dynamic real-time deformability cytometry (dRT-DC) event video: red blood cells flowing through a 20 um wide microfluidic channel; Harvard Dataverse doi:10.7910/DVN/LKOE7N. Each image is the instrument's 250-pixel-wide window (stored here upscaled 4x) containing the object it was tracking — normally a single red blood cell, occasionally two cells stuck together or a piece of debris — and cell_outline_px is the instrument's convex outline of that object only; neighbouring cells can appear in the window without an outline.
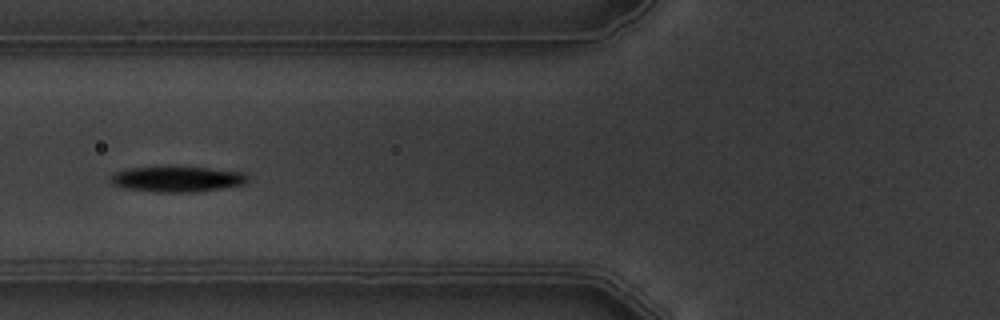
{"species": "common noctule bat (a hibernating species)", "species_latin": "Nyctalus noctula", "temperature_condition": "warm", "stored_images_in_passage": 8, "camera_frame_rate_fps": 3000, "um_per_image_px": 0.085, "animal": {"sex": "male", "body_mass_g": 19.5, "forearm_length_mm": 54.6}, "frame": {"image": 1, "passage_image": 6, "time_ms": 5.667, "image_size_px": [1000, 320], "cell_outline_px": [[248, 180], [244, 184], [224, 188], [196, 192], [160, 192], [124, 188], [112, 184], [108, 180], [108, 176], [116, 172], [128, 168], [176, 164], [244, 172], [248, 176]], "centroid_in_image_um": [15.03, 15.18], "position_along_channel_um": 110.8, "area_um2": 21.39}}